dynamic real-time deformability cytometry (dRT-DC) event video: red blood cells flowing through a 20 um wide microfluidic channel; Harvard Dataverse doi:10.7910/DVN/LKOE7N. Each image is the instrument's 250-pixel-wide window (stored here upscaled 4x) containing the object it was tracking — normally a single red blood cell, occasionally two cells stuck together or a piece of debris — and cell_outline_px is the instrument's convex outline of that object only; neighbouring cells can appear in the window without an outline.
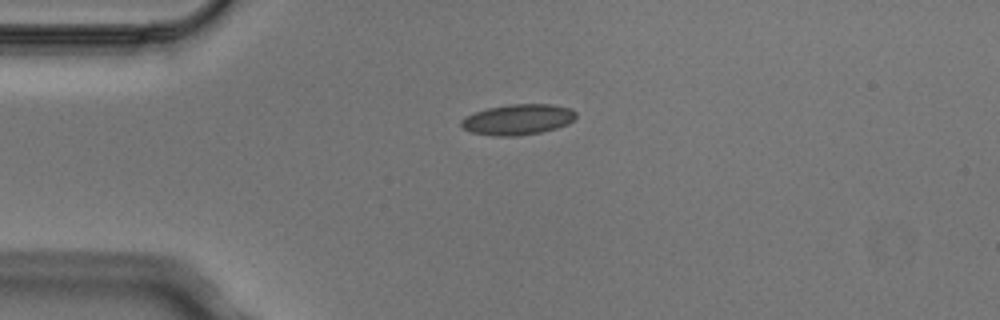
{"species": "Egyptian fruit bat (a non-hibernating species)", "species_latin": "Rousettus aegyptiacus", "temperature_condition": "cold", "stored_images_in_passage": 4, "camera_frame_rate_fps": 3000, "um_per_image_px": 0.085, "animal": {"sex": "male"}, "frame": {"image": 1, "passage_image": 1, "time_ms": 0.0, "image_size_px": [1000, 320], "cell_outline_px": [[576, 120], [568, 124], [556, 128], [540, 132], [516, 136], [492, 136], [472, 132], [464, 128], [460, 124], [460, 120], [464, 116], [488, 108], [512, 104], [552, 104], [568, 108], [576, 112]], "centroid_in_image_um": [44.02, 10.16], "position_along_channel_um": 41.0, "area_um2": 20.46}}
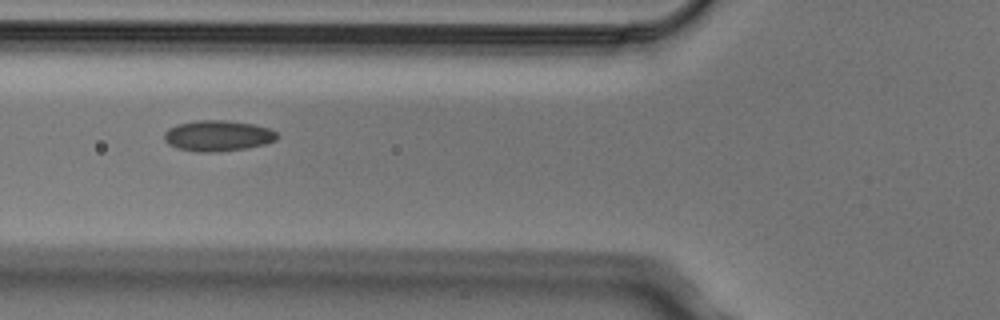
{"frame": {"image": 2, "passage_image": 3, "time_ms": 0.667, "image_size_px": [1000, 320], "cell_outline_px": [[280, 136], [276, 140], [264, 144], [248, 148], [216, 152], [196, 152], [176, 148], [168, 144], [164, 140], [164, 132], [168, 128], [176, 124], [196, 120], [224, 120], [252, 124], [268, 128], [276, 132]], "centroid_in_image_um": [18.48, 11.54], "position_along_channel_um": 107.3, "area_um2": 20.46}}
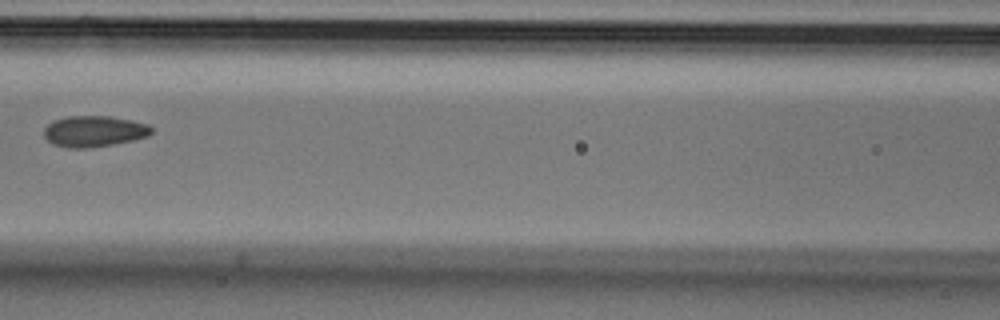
{"frame": {"image": 3, "passage_image": 4, "time_ms": 1.0, "image_size_px": [1000, 320], "cell_outline_px": [[152, 132], [148, 136], [132, 140], [112, 144], [88, 148], [68, 148], [52, 144], [44, 136], [44, 128], [52, 120], [68, 116], [108, 116], [132, 120], [148, 124], [152, 128]], "centroid_in_image_um": [7.97, 11.15], "position_along_channel_um": 158.6, "area_um2": 19.48}}